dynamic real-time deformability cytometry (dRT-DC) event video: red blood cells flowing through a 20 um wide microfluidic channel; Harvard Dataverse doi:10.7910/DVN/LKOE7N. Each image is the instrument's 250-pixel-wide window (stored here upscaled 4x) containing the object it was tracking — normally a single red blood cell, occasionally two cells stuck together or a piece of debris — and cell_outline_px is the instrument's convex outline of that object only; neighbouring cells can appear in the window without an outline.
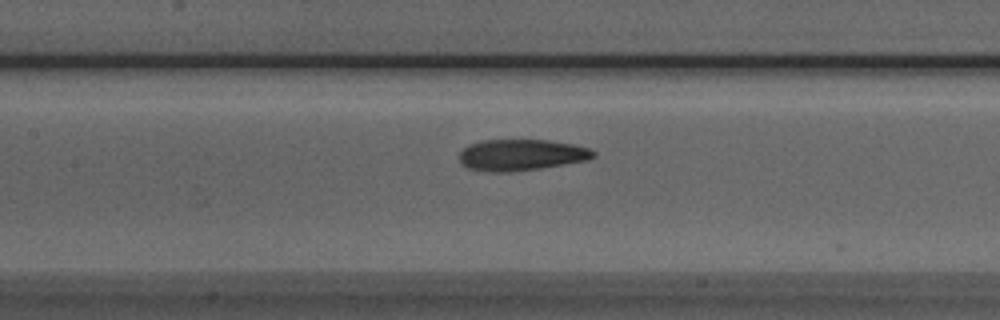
{"species": "Egyptian fruit bat (a non-hibernating species)", "species_latin": "Rousettus aegyptiacus", "temperature_condition": "room temperature", "stored_images_in_passage": 39, "camera_frame_rate_fps": 3000, "um_per_image_px": 0.085, "animal": {"sex": "male"}, "frame": {"image": 1, "passage_image": 17, "time_ms": 5.333, "image_size_px": [1000, 320], "cell_outline_px": [[596, 156], [588, 160], [540, 168], [508, 172], [492, 172], [468, 168], [460, 164], [460, 152], [468, 144], [484, 140], [548, 140], [572, 144], [588, 148], [596, 152]], "centroid_in_image_um": [44.3, 13.17], "position_along_channel_um": 163.1, "area_um2": 24.39}}
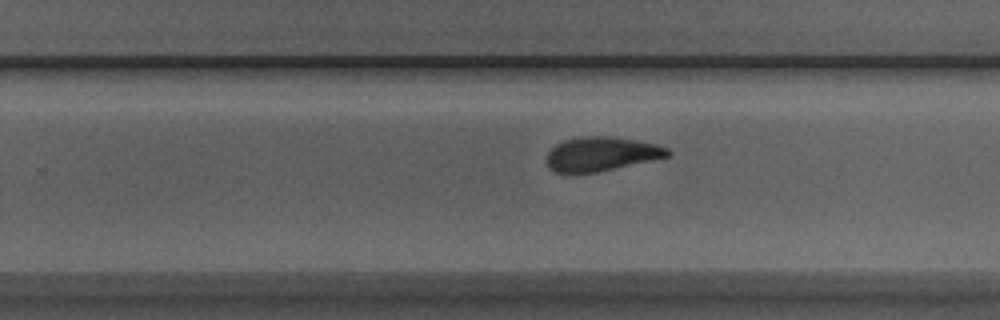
{"frame": {"image": 2, "passage_image": 26, "time_ms": 8.333, "image_size_px": [1000, 320], "cell_outline_px": [[672, 152], [668, 156], [596, 172], [556, 172], [548, 168], [548, 152], [556, 144], [564, 140], [584, 136], [608, 136], [656, 144], [668, 148]], "centroid_in_image_um": [51.1, 13.07], "position_along_channel_um": 278.7, "area_um2": 23.47}}
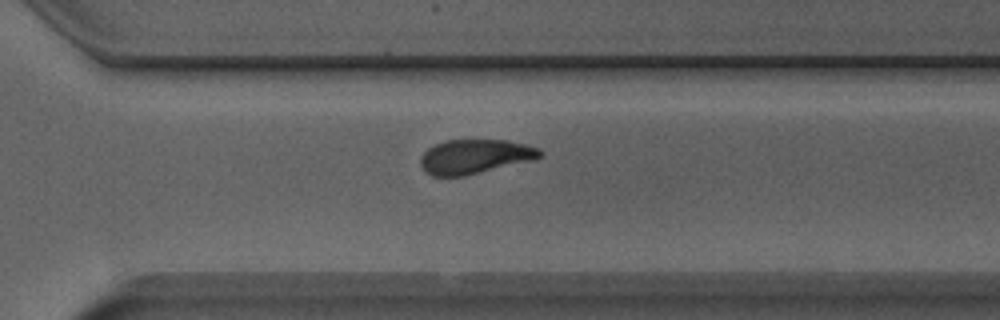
{"frame": {"image": 3, "passage_image": 30, "time_ms": 9.667, "image_size_px": [1000, 320], "cell_outline_px": [[544, 152], [540, 156], [532, 160], [464, 176], [432, 176], [424, 172], [420, 164], [420, 156], [428, 148], [444, 140], [508, 140], [540, 148]], "centroid_in_image_um": [40.33, 13.3], "position_along_channel_um": 330.3, "area_um2": 23.93}, "authors_computed_cell_mechanics": {"area_um2": 24.3916, "velocity_mm_per_s": 3.8664, "shape_relaxation_time_tau1_ms": null, "shape_relaxation_time_tau2_ms": 3.7791, "deformation_change_tau1": null, "deformation_change_tau2": 0.0658}}